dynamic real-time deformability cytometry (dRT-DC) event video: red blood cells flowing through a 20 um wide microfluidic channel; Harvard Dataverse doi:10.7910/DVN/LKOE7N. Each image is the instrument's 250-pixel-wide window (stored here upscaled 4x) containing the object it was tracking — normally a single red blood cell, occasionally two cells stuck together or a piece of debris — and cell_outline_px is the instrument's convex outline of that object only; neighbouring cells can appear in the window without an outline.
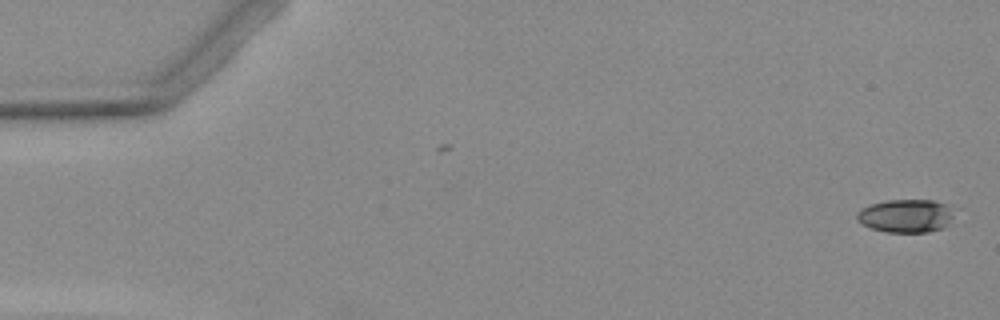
{"species": "Egyptian fruit bat (a non-hibernating species)", "species_latin": "Rousettus aegyptiacus", "temperature_condition": "warm", "stored_images_in_passage": 6, "camera_frame_rate_fps": 3000, "um_per_image_px": 0.085, "animal": {"sex": "female"}, "frame": {"image": 1, "passage_image": 1, "time_ms": 0.0, "image_size_px": [1000, 320], "cell_outline_px": [[960, 208], [948, 224], [944, 228], [928, 232], [884, 232], [872, 228], [856, 220], [856, 212], [872, 204], [888, 200], [932, 200], [948, 204]], "centroid_in_image_um": [77.11, 18.34], "position_along_channel_um": 7.9, "area_um2": 19.25}}
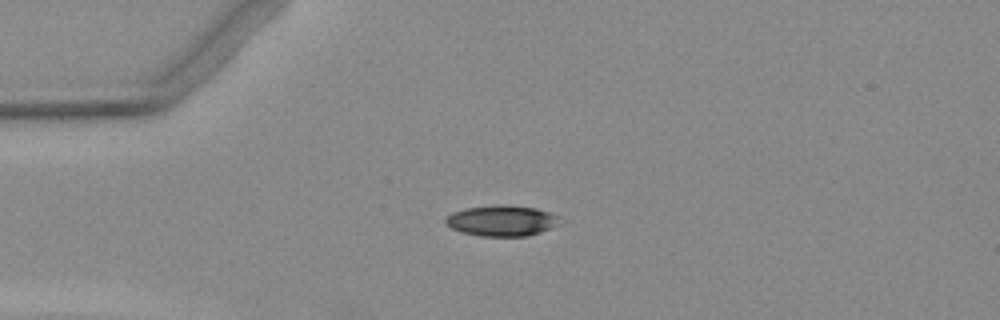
{"frame": {"image": 2, "passage_image": 4, "time_ms": 4.0, "image_size_px": [1000, 320], "cell_outline_px": [[560, 216], [548, 228], [540, 232], [528, 236], [480, 236], [460, 232], [452, 228], [444, 220], [452, 212], [464, 208], [500, 204], [508, 204], [536, 208]], "centroid_in_image_um": [42.57, 18.74], "position_along_channel_um": 42.4, "area_um2": 20.23}}
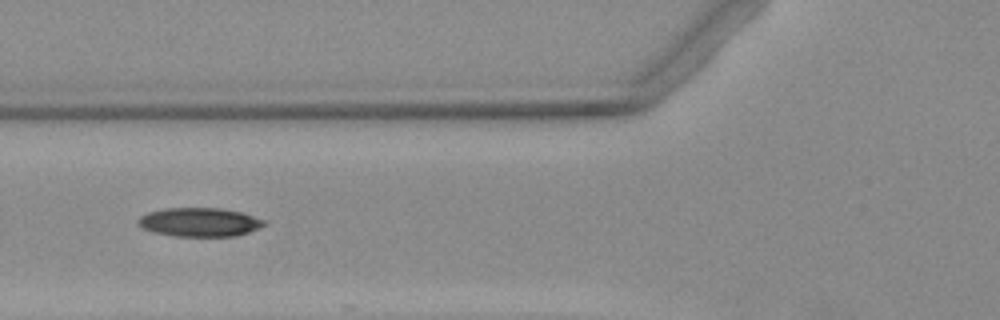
{"frame": {"image": 3, "passage_image": 6, "time_ms": 6.333, "image_size_px": [1000, 320], "cell_outline_px": [[268, 224], [248, 232], [236, 236], [176, 236], [152, 232], [144, 228], [136, 220], [140, 216], [148, 212], [164, 208], [220, 208], [240, 212], [264, 220]], "centroid_in_image_um": [16.95, 18.88], "position_along_channel_um": 108.8, "area_um2": 21.04}}